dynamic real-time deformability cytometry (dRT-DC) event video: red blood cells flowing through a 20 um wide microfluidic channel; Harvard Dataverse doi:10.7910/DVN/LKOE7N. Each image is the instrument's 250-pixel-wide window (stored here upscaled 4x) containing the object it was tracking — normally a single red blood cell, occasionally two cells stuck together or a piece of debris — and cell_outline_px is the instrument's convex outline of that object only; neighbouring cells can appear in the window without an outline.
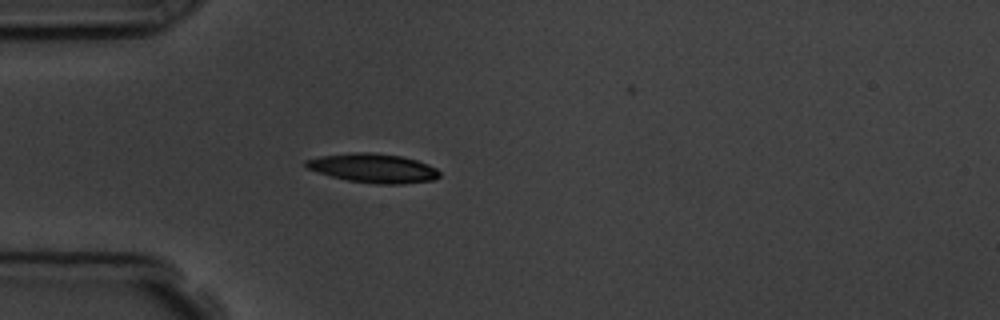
{"species": "common noctule bat (a hibernating species)", "species_latin": "Nyctalus noctula", "temperature_condition": "room temperature", "stored_images_in_passage": 4, "camera_frame_rate_fps": 3000, "um_per_image_px": 0.085, "animal": {"sex": "male", "body_mass_g": 19.5, "forearm_length_mm": 54.6}, "frame": {"image": 1, "passage_image": 4, "time_ms": 3.333, "image_size_px": [1000, 320], "cell_outline_px": [[440, 176], [432, 180], [400, 184], [380, 184], [348, 180], [332, 176], [308, 168], [304, 164], [304, 160], [320, 156], [352, 152], [368, 152], [400, 156], [416, 160], [428, 164], [436, 168], [440, 172]], "centroid_in_image_um": [31.73, 14.28], "position_along_channel_um": 53.3, "area_um2": 22.37}}